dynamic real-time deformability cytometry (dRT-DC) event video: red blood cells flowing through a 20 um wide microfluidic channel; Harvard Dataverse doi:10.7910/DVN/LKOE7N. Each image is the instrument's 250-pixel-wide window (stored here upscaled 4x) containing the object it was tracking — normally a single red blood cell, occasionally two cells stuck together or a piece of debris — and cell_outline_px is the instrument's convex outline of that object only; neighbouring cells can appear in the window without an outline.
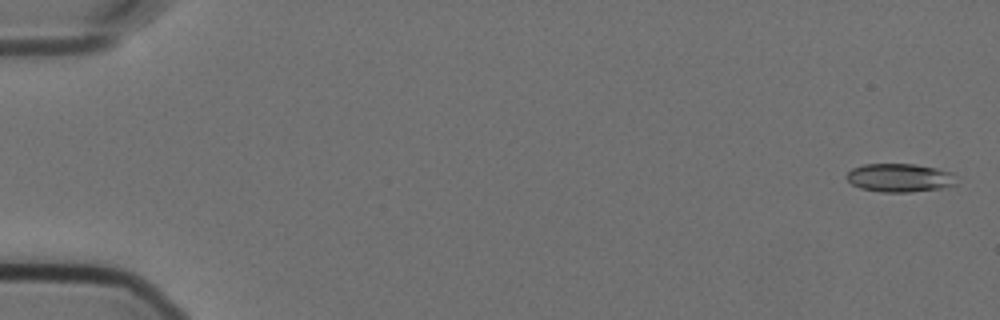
{"species": "Egyptian fruit bat (a non-hibernating species)", "species_latin": "Rousettus aegyptiacus", "temperature_condition": "cold", "stored_images_in_passage": 57, "camera_frame_rate_fps": 3000, "um_per_image_px": 0.085, "animal": {"sex": "female"}, "frame": {"image": 1, "passage_image": 2, "time_ms": 0.333, "image_size_px": [1000, 320], "cell_outline_px": [[956, 184], [940, 188], [908, 192], [880, 192], [860, 188], [852, 184], [848, 180], [848, 172], [852, 168], [864, 164], [912, 164], [936, 168], [952, 172]], "centroid_in_image_um": [76.45, 15.11], "position_along_channel_um": 8.6, "area_um2": 17.98}}
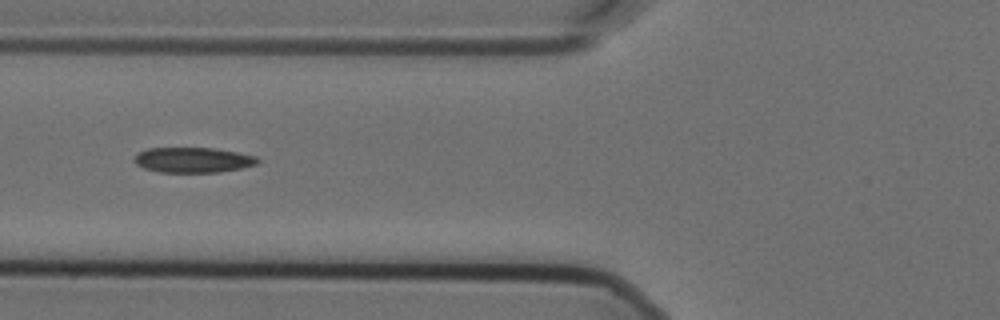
{"frame": {"image": 2, "passage_image": 23, "time_ms": 7.333, "image_size_px": [1000, 320], "cell_outline_px": [[260, 160], [256, 164], [240, 168], [220, 172], [160, 172], [144, 168], [136, 164], [132, 160], [140, 152], [148, 148], [212, 148], [236, 152], [256, 156]], "centroid_in_image_um": [16.39, 13.6], "position_along_channel_um": 109.4, "area_um2": 17.98}}
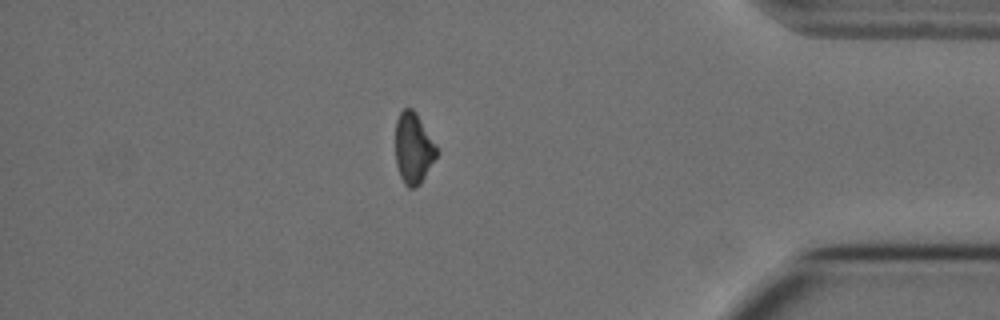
{"frame": {"image": 3, "passage_image": 50, "time_ms": 16.333, "image_size_px": [1000, 320], "cell_outline_px": [[440, 152], [420, 184], [416, 188], [408, 188], [404, 184], [400, 176], [396, 164], [396, 120], [400, 112], [404, 108], [412, 108], [416, 112], [440, 148]], "centroid_in_image_um": [35.18, 12.6], "position_along_channel_um": 400.0, "area_um2": 17.51}, "authors_computed_cell_mechanics": {"area_um2": 18.3804, "velocity_mm_per_s": 3.5848, "shape_relaxation_time_tau1_ms": null, "shape_relaxation_time_tau2_ms": 4.9655, "deformation_change_tau1": null, "deformation_change_tau2": 0.1079}}